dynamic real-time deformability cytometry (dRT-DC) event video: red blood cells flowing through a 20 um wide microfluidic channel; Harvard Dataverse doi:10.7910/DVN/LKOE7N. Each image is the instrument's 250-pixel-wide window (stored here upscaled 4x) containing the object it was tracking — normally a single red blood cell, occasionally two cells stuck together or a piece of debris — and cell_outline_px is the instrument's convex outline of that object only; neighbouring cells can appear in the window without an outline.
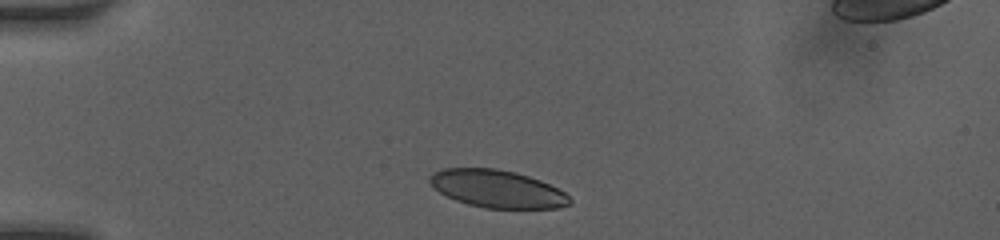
{"species": "human", "species_latin": "Homo sapiens", "temperature_condition": "room temperature", "stored_images_in_passage": 7, "camera_frame_rate_fps": 3000, "um_per_image_px": 0.085, "donor": {"sex": "female"}, "frame": {"image": 1, "passage_image": 1, "time_ms": 0.0, "image_size_px": [1000, 240], "cell_outline_px": [[572, 200], [568, 204], [556, 208], [484, 208], [468, 204], [456, 200], [440, 192], [428, 180], [428, 176], [432, 172], [444, 168], [496, 168], [516, 172], [540, 180], [564, 192]], "centroid_in_image_um": [42.24, 16.04], "position_along_channel_um": 42.8, "area_um2": 30.46}}
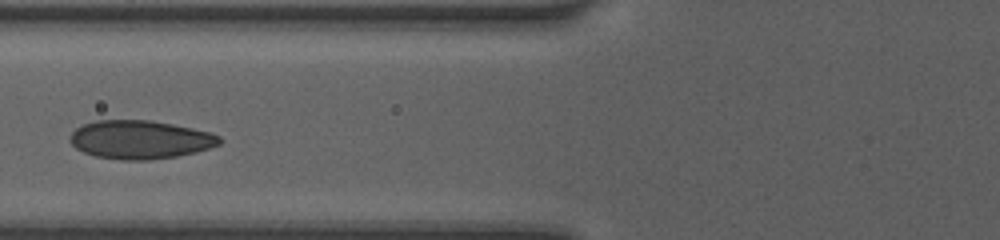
{"frame": {"image": 2, "passage_image": 4, "time_ms": 2.667, "image_size_px": [1000, 240], "cell_outline_px": [[220, 144], [196, 152], [176, 156], [148, 160], [120, 160], [96, 156], [84, 152], [76, 148], [72, 144], [72, 132], [76, 128], [84, 124], [96, 120], [152, 120], [212, 132], [220, 136]], "centroid_in_image_um": [11.93, 11.86], "position_along_channel_um": 113.9, "area_um2": 33.35}}
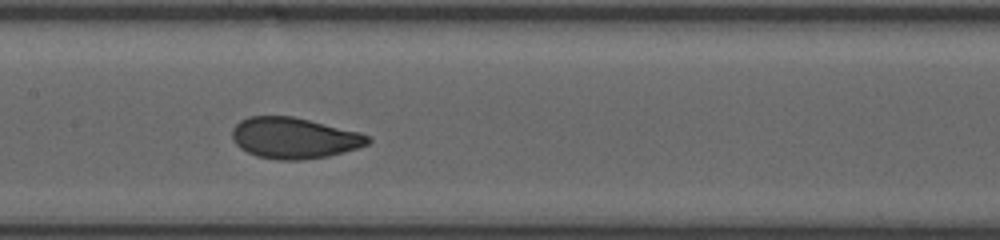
{"frame": {"image": 3, "passage_image": 6, "time_ms": 4.333, "image_size_px": [1000, 240], "cell_outline_px": [[372, 140], [368, 144], [344, 152], [328, 156], [304, 160], [280, 160], [256, 156], [240, 148], [232, 140], [232, 128], [240, 120], [248, 116], [292, 116], [360, 132], [368, 136]], "centroid_in_image_um": [24.98, 11.73], "position_along_channel_um": 182.4, "area_um2": 32.48}}